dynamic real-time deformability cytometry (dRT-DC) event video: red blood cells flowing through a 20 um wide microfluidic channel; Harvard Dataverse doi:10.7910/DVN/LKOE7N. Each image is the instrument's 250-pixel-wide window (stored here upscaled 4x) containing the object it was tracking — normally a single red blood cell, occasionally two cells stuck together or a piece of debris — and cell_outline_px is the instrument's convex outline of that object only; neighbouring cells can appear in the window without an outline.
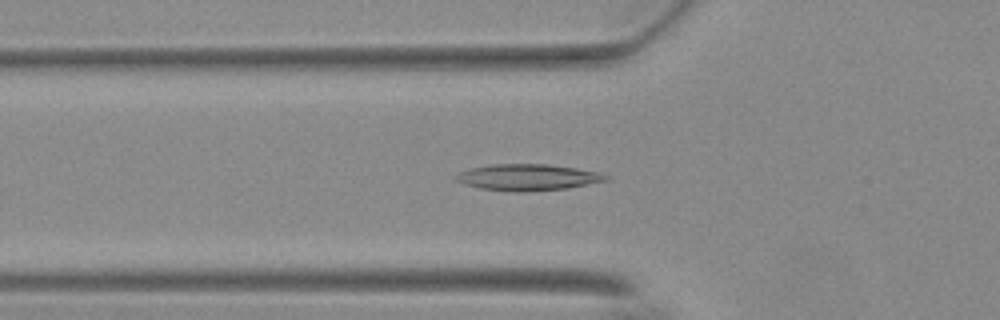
{"species": "Egyptian fruit bat (a non-hibernating species)", "species_latin": "Rousettus aegyptiacus", "temperature_condition": "warm", "stored_images_in_passage": 37, "camera_frame_rate_fps": 3000, "um_per_image_px": 0.085, "animal": {"sex": "female"}, "frame": {"image": 1, "passage_image": 5, "time_ms": 1.333, "image_size_px": [1000, 320], "cell_outline_px": [[608, 180], [568, 188], [524, 192], [512, 192], [480, 188], [464, 184], [456, 180], [456, 176], [460, 172], [472, 168], [492, 164], [548, 164], [576, 168], [596, 172], [608, 176]], "centroid_in_image_um": [44.85, 15.08], "position_along_channel_um": 80.9, "area_um2": 22.83}}
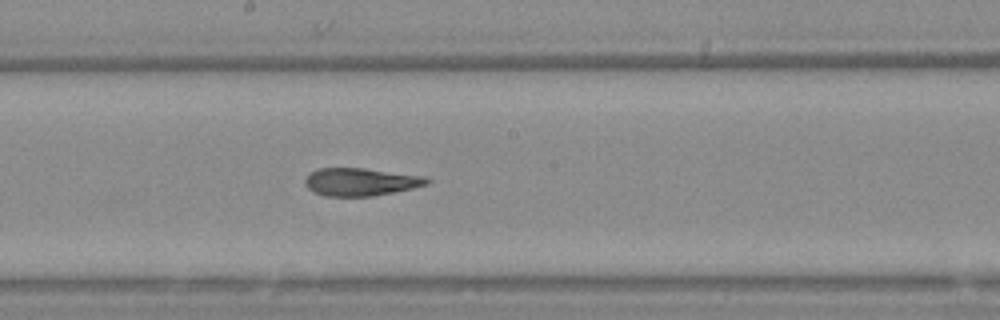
{"frame": {"image": 2, "passage_image": 16, "time_ms": 5.0, "image_size_px": [1000, 320], "cell_outline_px": [[432, 180], [428, 184], [412, 188], [372, 196], [324, 196], [312, 192], [304, 184], [304, 180], [312, 172], [320, 168], [364, 168], [424, 176]], "centroid_in_image_um": [30.64, 15.46], "position_along_channel_um": 217.6, "area_um2": 19.65}}
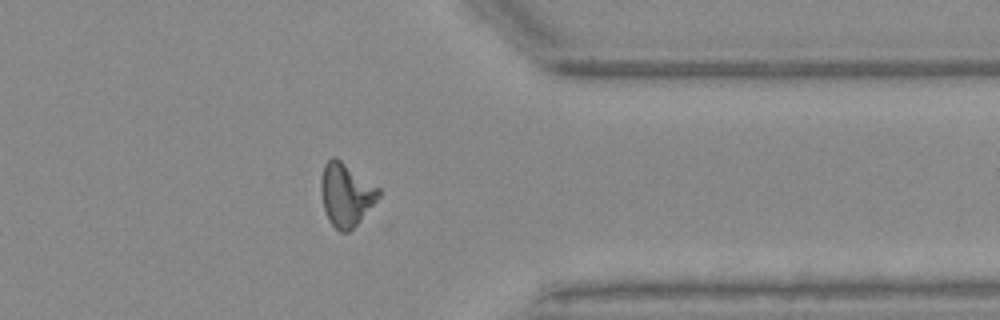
{"frame": {"image": 3, "passage_image": 30, "time_ms": 9.667, "image_size_px": [1000, 320], "cell_outline_px": [[380, 196], [360, 220], [348, 232], [340, 232], [328, 220], [324, 208], [320, 188], [320, 180], [324, 164], [332, 156], [336, 156], [380, 188]], "centroid_in_image_um": [29.4, 16.5], "position_along_channel_um": 382.0, "area_um2": 21.15}, "authors_computed_cell_mechanics": {"area_um2": 20.1722, "velocity_mm_per_s": 3.7118, "shape_relaxation_time_tau1_ms": null, "shape_relaxation_time_tau2_ms": 2.6487, "deformation_change_tau1": null, "deformation_change_tau2": 0.109}}